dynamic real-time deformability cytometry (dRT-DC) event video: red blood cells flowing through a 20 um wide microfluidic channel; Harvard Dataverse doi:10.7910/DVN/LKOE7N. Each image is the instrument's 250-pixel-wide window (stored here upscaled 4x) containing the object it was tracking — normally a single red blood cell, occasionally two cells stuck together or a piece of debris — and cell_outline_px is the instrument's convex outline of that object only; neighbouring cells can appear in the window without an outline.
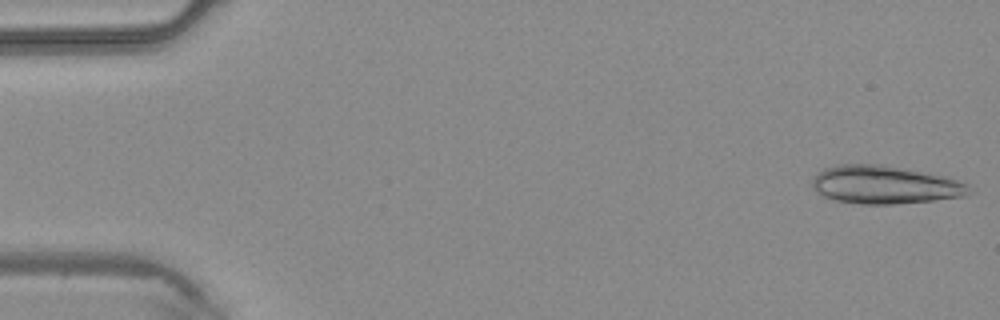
{"species": "common noctule bat (a hibernating species)", "species_latin": "Nyctalus noctula", "temperature_condition": "warm", "stored_images_in_passage": 42, "camera_frame_rate_fps": 3000, "um_per_image_px": 0.085, "animal": {"sex": "male", "body_mass_g": 20.4}, "frame": {"image": 1, "passage_image": 1, "time_ms": 0.0, "image_size_px": [1000, 320], "cell_outline_px": [[968, 192], [964, 196], [932, 200], [896, 204], [860, 204], [836, 200], [824, 196], [816, 192], [812, 188], [812, 180], [816, 172], [824, 168], [840, 164], [884, 164], [944, 176], [968, 184]], "centroid_in_image_um": [75.13, 15.7], "position_along_channel_um": 9.9, "area_um2": 34.74}}